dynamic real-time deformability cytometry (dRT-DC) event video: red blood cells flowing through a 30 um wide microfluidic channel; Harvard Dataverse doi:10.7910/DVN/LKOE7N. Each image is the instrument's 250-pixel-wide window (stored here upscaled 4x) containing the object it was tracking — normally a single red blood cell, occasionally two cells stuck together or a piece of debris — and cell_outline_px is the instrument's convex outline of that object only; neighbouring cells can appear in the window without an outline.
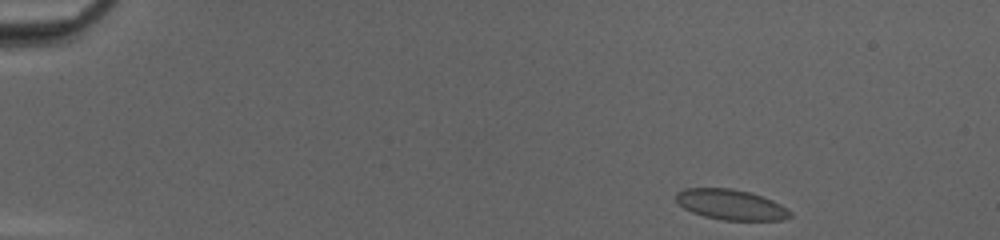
{"species": "common noctule bat (a hibernating species)", "species_latin": "Nyctalus noctula", "temperature_condition": "cold", "stored_images_in_passage": 45, "camera_frame_rate_fps": 3000, "um_per_image_px": 0.085, "animal": {"sex": "female", "body_mass_g": 20.0, "forearm_length_mm": 54.0}, "frame": {"image": 1, "passage_image": 1, "time_ms": 0.0, "image_size_px": [1000, 240], "cell_outline_px": [[792, 216], [784, 220], [724, 220], [704, 216], [692, 212], [684, 208], [676, 200], [676, 192], [684, 188], [732, 188], [748, 192], [772, 200], [780, 204], [792, 212]], "centroid_in_image_um": [62.12, 17.39], "position_along_channel_um": 22.9, "area_um2": 20.11}}
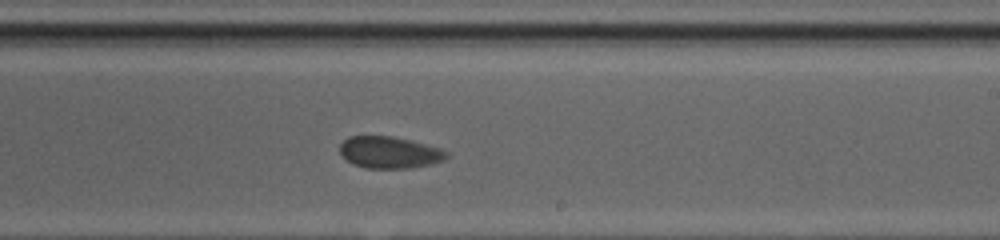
{"frame": {"image": 2, "passage_image": 26, "time_ms": 8.333, "image_size_px": [1000, 240], "cell_outline_px": [[448, 156], [444, 160], [432, 164], [408, 168], [364, 168], [352, 164], [340, 152], [340, 144], [348, 136], [392, 136], [412, 140], [440, 148], [448, 152]], "centroid_in_image_um": [33.12, 12.95], "position_along_channel_um": 255.9, "area_um2": 19.83}}
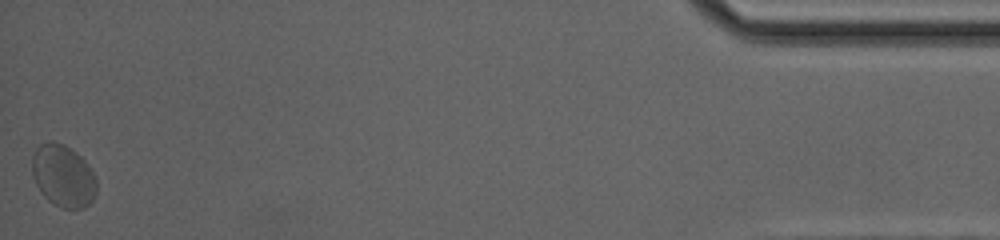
{"frame": {"image": 3, "passage_image": 45, "time_ms": 14.667, "image_size_px": [1000, 240], "cell_outline_px": [[96, 192], [92, 200], [84, 208], [60, 208], [48, 200], [40, 192], [36, 184], [32, 172], [32, 156], [36, 148], [40, 144], [52, 140], [64, 144], [76, 152], [88, 164], [96, 180]], "centroid_in_image_um": [5.35, 14.94], "position_along_channel_um": 429.8, "area_um2": 23.41}, "authors_computed_cell_mechanics": {"area_um2": 20.3456, "velocity_mm_per_s": 4.067, "shape_relaxation_time_tau1_ms": 3.0039, "shape_relaxation_time_tau2_ms": 0.9249, "deformation_change_tau1": 0.0583, "deformation_change_tau2": 0.0437}}